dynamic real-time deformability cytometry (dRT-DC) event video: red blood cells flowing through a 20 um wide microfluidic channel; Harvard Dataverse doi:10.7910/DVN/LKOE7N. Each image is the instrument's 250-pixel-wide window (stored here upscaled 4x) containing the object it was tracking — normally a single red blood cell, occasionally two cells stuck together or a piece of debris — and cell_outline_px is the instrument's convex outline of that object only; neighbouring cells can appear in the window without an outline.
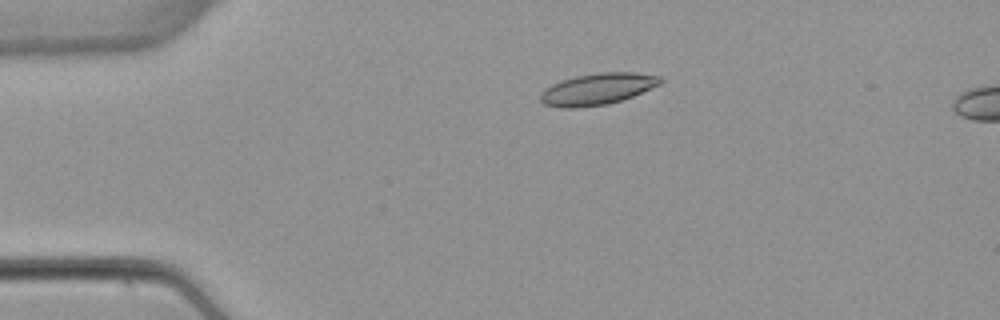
{"species": "common noctule bat (a hibernating species)", "species_latin": "Nyctalus noctula", "temperature_condition": "warm", "stored_images_in_passage": 5, "segment_of_instrument_passage": [1, 2], "camera_frame_rate_fps": 3000, "um_per_image_px": 0.085, "animal": {"sex": "female", "body_mass_g": 22.7, "forearm_length_mm": 54.2}, "frame": {"image": 1, "passage_image": 3, "time_ms": 3.333, "image_size_px": [1000, 320], "cell_outline_px": [[664, 80], [660, 84], [632, 96], [608, 104], [576, 108], [560, 108], [544, 104], [540, 100], [540, 92], [544, 88], [560, 80], [576, 76], [600, 72], [636, 72], [660, 76]], "centroid_in_image_um": [50.75, 7.56], "position_along_channel_um": 34.3, "area_um2": 22.14}}